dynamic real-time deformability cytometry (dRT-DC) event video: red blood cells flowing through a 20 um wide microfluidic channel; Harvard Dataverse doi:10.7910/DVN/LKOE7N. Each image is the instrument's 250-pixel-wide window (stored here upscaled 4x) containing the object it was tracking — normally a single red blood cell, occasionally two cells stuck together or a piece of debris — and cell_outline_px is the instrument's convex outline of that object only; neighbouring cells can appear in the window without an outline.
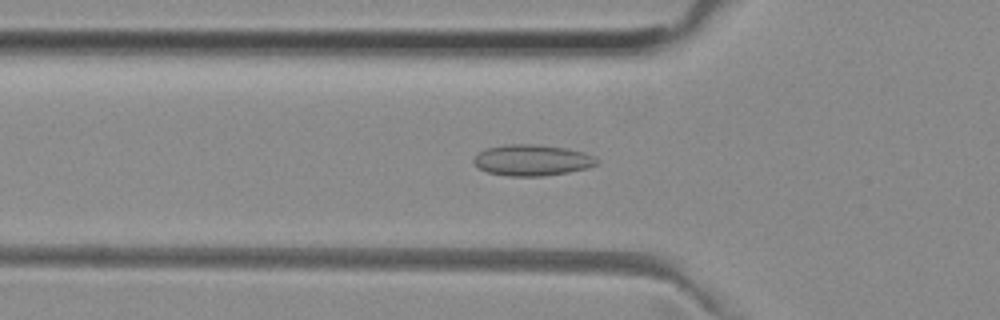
{"species": "common noctule bat (a hibernating species)", "species_latin": "Nyctalus noctula", "temperature_condition": "room temperature", "stored_images_in_passage": 43, "camera_frame_rate_fps": 3000, "um_per_image_px": 0.085, "animal": {"sex": "female", "body_mass_g": 29.2, "forearm_length_mm": 56.3}, "frame": {"image": 1, "passage_image": 9, "time_ms": 2.667, "image_size_px": [1000, 320], "cell_outline_px": [[600, 164], [588, 168], [568, 172], [544, 176], [508, 176], [488, 172], [480, 168], [472, 160], [480, 152], [488, 148], [504, 144], [540, 144], [564, 148], [584, 152], [600, 160]], "centroid_in_image_um": [45.28, 13.61], "position_along_channel_um": 80.5, "area_um2": 22.31}}
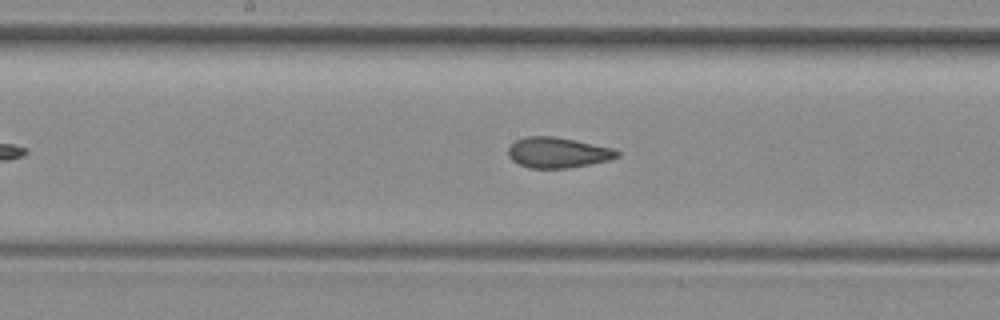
{"frame": {"image": 2, "passage_image": 18, "time_ms": 5.667, "image_size_px": [1000, 320], "cell_outline_px": [[620, 156], [608, 160], [568, 168], [528, 168], [512, 160], [508, 156], [508, 148], [516, 140], [524, 136], [552, 136], [612, 148], [620, 152]], "centroid_in_image_um": [47.37, 12.97], "position_along_channel_um": 200.8, "area_um2": 19.13}}
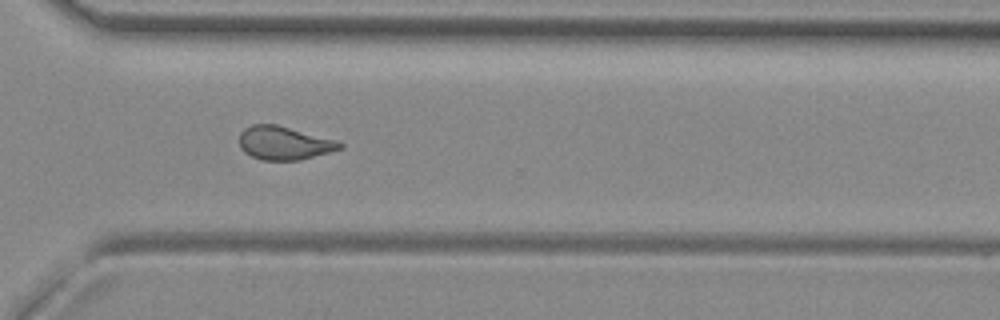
{"frame": {"image": 3, "passage_image": 29, "time_ms": 9.333, "image_size_px": [1000, 320], "cell_outline_px": [[344, 148], [300, 160], [260, 160], [244, 152], [240, 148], [240, 132], [244, 128], [252, 124], [276, 124], [336, 140], [344, 144]], "centroid_in_image_um": [24.14, 12.16], "position_along_channel_um": 346.5, "area_um2": 19.59}, "authors_computed_cell_mechanics": {"area_um2": 19.5942, "velocity_mm_per_s": 3.98, "shape_relaxation_time_tau1_ms": null, "shape_relaxation_time_tau2_ms": 2.0734, "deformation_change_tau1": null, "deformation_change_tau2": 0.0698}}